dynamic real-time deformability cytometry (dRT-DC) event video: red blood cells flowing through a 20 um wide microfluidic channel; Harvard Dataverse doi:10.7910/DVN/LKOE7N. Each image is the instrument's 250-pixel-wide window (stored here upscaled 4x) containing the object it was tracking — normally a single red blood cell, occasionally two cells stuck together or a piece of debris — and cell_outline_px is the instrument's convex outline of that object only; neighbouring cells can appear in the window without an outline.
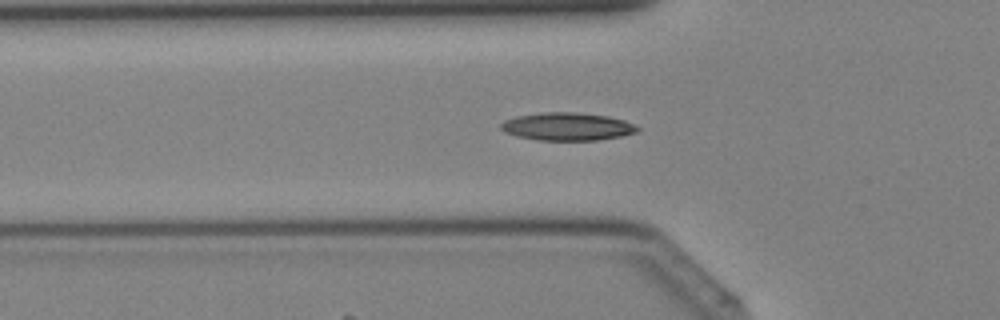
{"species": "Egyptian fruit bat (a non-hibernating species)", "species_latin": "Rousettus aegyptiacus", "temperature_condition": "cold", "stored_images_in_passage": 41, "segment_of_instrument_passage": [1, 2], "camera_frame_rate_fps": 3000, "um_per_image_px": 0.085, "animal": {"sex": "female"}, "frame": {"image": 1, "passage_image": 13, "time_ms": 4.0, "image_size_px": [1000, 320], "cell_outline_px": [[640, 128], [636, 132], [620, 136], [600, 140], [536, 140], [516, 136], [504, 132], [500, 128], [500, 124], [504, 120], [516, 116], [544, 112], [572, 112], [608, 116], [624, 120], [636, 124]], "centroid_in_image_um": [48.2, 10.76], "position_along_channel_um": 77.6, "area_um2": 22.25}}
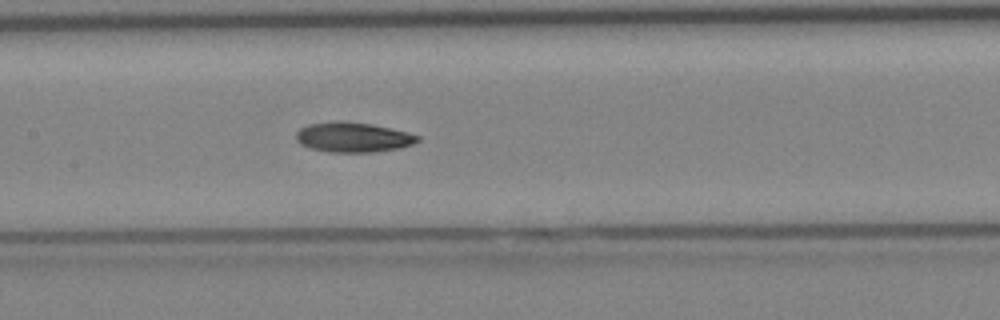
{"frame": {"image": 2, "passage_image": 19, "time_ms": 6.0, "image_size_px": [1000, 320], "cell_outline_px": [[420, 140], [412, 144], [396, 148], [372, 152], [332, 152], [312, 148], [300, 144], [296, 140], [296, 132], [300, 128], [308, 124], [336, 120], [344, 120], [372, 124], [408, 132], [420, 136]], "centroid_in_image_um": [29.99, 11.64], "position_along_channel_um": 177.4, "area_um2": 21.21}}
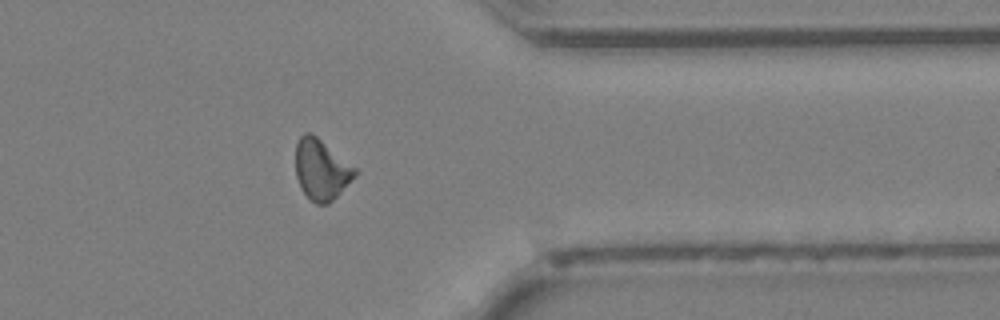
{"frame": {"image": 3, "passage_image": 32, "time_ms": 10.333, "image_size_px": [1000, 320], "cell_outline_px": [[360, 172], [328, 204], [316, 204], [308, 200], [300, 188], [296, 176], [296, 144], [300, 136], [304, 132], [308, 132], [316, 136], [356, 168]], "centroid_in_image_um": [27.3, 14.44], "position_along_channel_um": 384.1, "area_um2": 20.98}}